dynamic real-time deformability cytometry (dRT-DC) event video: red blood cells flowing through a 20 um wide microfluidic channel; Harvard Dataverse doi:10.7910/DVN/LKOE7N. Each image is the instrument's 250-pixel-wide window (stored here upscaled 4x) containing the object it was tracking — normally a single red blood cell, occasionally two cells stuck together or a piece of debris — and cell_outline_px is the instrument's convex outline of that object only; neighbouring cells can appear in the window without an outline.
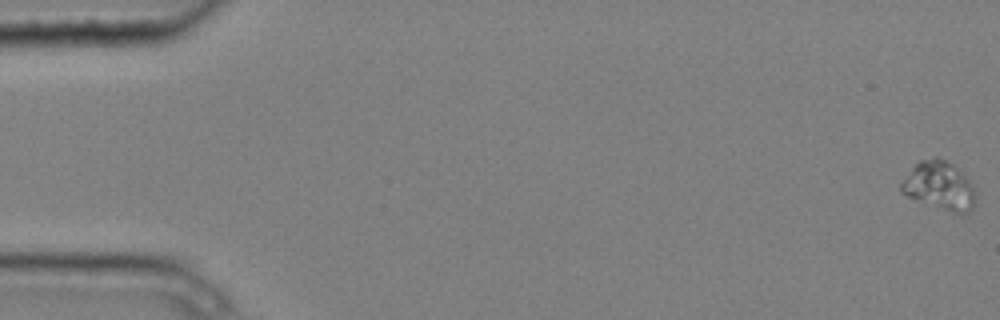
{"species": "common noctule bat (a hibernating species)", "species_latin": "Nyctalus noctula", "temperature_condition": "cold", "stored_images_in_passage": 5, "camera_frame_rate_fps": 3000, "um_per_image_px": 0.085, "animal": {"sex": "male", "body_mass_g": 20.4}, "frame": {"image": 1, "passage_image": 1, "time_ms": 0.0, "image_size_px": [1000, 320], "cell_outline_px": [[976, 204], [964, 216], [960, 216], [916, 200], [900, 192], [900, 184], [912, 168], [920, 160], [936, 156], [952, 164], [968, 180], [976, 196]], "centroid_in_image_um": [79.86, 15.84], "position_along_channel_um": 5.1, "area_um2": 20.98}}
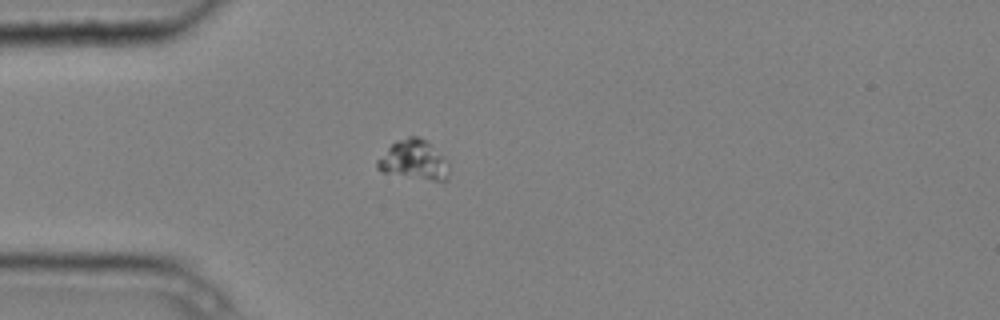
{"frame": {"image": 2, "passage_image": 4, "time_ms": 1.0, "image_size_px": [1000, 320], "cell_outline_px": [[448, 176], [444, 180], [436, 180], [384, 172], [376, 168], [376, 160], [396, 140], [408, 136], [416, 136], [432, 144], [448, 160]], "centroid_in_image_um": [35.18, 13.56], "position_along_channel_um": 49.8, "area_um2": 16.24}}